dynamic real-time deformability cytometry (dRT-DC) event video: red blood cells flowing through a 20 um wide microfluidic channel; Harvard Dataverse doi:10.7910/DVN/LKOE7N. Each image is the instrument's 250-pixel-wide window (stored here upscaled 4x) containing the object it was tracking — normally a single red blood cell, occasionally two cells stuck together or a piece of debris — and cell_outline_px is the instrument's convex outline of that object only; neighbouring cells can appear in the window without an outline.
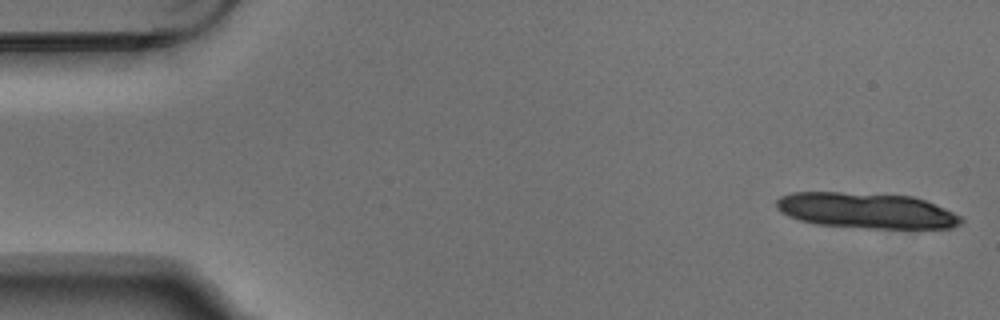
{"species": "Egyptian fruit bat (a non-hibernating species)", "species_latin": "Rousettus aegyptiacus", "temperature_condition": "warm", "stored_images_in_passage": 6, "camera_frame_rate_fps": 3000, "um_per_image_px": 0.085, "animal": {"sex": "male"}, "frame": {"image": 1, "passage_image": 1, "time_ms": 0.0, "image_size_px": [1000, 320], "cell_outline_px": [[964, 220], [960, 224], [952, 228], [864, 228], [816, 224], [800, 220], [788, 216], [780, 212], [776, 208], [776, 200], [780, 196], [792, 192], [840, 192], [912, 196], [924, 200], [964, 216]], "centroid_in_image_um": [73.63, 17.9], "position_along_channel_um": 11.4, "area_um2": 38.49}}
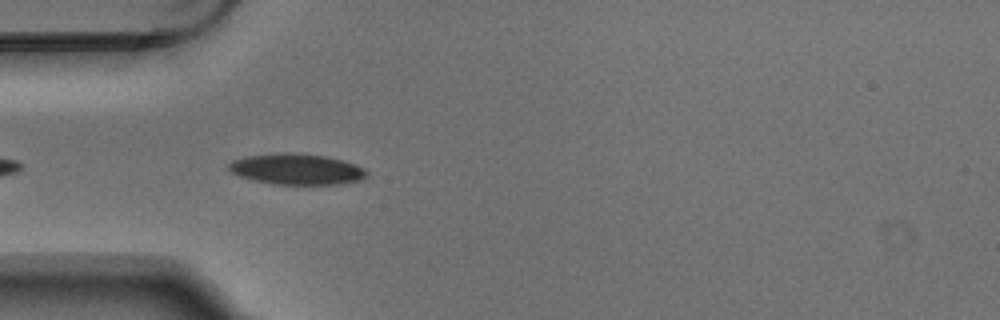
{"frame": {"image": 2, "passage_image": 5, "time_ms": 1.333, "image_size_px": [1000, 320], "cell_outline_px": [[368, 176], [360, 180], [332, 184], [272, 184], [240, 176], [232, 172], [228, 168], [228, 164], [232, 160], [248, 156], [284, 152], [296, 152], [328, 156], [344, 160], [356, 164], [364, 168], [368, 172]], "centroid_in_image_um": [25.25, 14.36], "position_along_channel_um": 59.8, "area_um2": 24.85}}
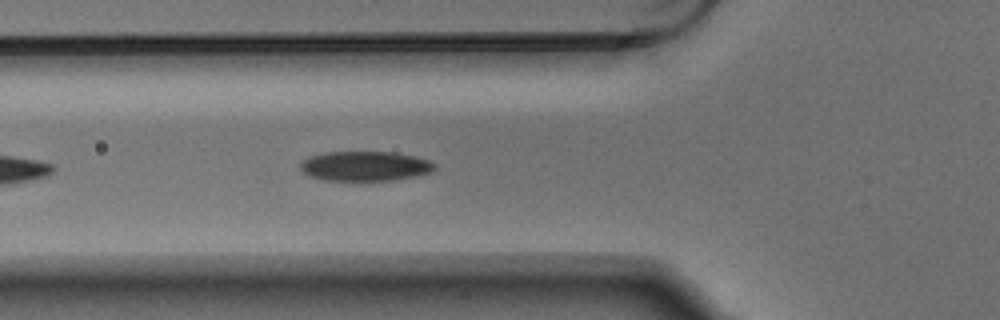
{"frame": {"image": 3, "passage_image": 6, "time_ms": 1.667, "image_size_px": [1000, 320], "cell_outline_px": [[436, 168], [432, 172], [416, 176], [368, 184], [356, 184], [324, 180], [308, 176], [300, 168], [300, 164], [308, 156], [324, 152], [396, 152], [416, 156], [428, 160], [436, 164]], "centroid_in_image_um": [31.02, 14.17], "position_along_channel_um": 94.8, "area_um2": 24.57}}